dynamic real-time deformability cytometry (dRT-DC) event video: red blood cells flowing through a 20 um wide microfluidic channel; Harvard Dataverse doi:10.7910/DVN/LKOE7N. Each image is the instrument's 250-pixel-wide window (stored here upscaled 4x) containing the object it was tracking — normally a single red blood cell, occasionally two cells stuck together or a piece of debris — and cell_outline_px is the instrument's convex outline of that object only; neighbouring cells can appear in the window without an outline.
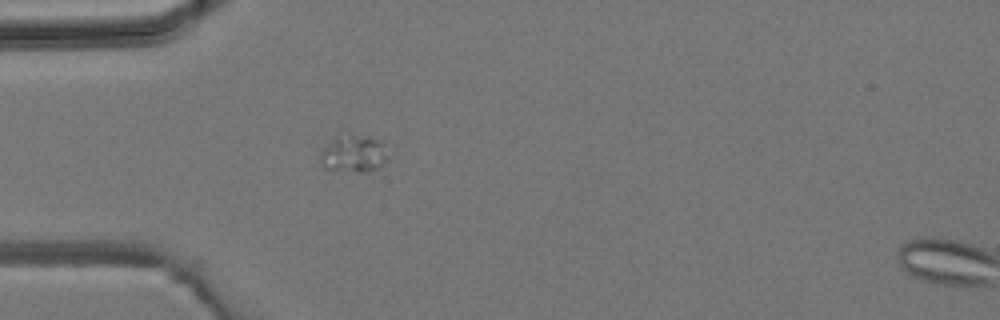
{"species": "common noctule bat (a hibernating species)", "species_latin": "Nyctalus noctula", "temperature_condition": "room temperature", "stored_images_in_passage": 3, "camera_frame_rate_fps": 3000, "um_per_image_px": 0.085, "animal": {"sex": "male", "body_mass_g": 19.2, "forearm_length_mm": 51.8}, "frame": {"image": 1, "passage_image": 2, "time_ms": 3.333, "image_size_px": [1000, 320], "cell_outline_px": [[384, 156], [380, 164], [376, 168], [368, 172], [360, 172], [328, 168], [320, 160], [320, 152], [324, 148], [336, 140], [352, 136], [372, 136], [384, 140]], "centroid_in_image_um": [30.09, 13.08], "position_along_channel_um": 54.9, "area_um2": 13.58}}